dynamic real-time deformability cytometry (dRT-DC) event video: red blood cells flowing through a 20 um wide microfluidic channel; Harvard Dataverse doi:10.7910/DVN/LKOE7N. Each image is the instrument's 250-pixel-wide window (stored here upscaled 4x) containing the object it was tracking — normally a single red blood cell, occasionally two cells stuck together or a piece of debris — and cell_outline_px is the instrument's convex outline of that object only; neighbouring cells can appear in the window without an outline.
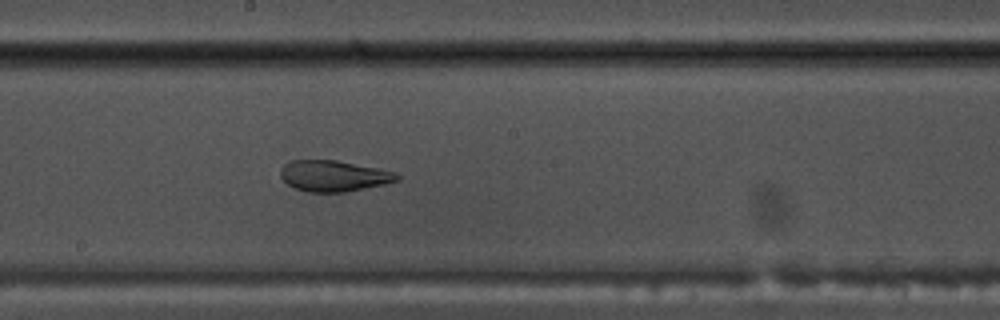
{"species": "common noctule bat (a hibernating species)", "species_latin": "Nyctalus noctula", "temperature_condition": "warm", "stored_images_in_passage": 46, "camera_frame_rate_fps": 3000, "um_per_image_px": 0.085, "animal": {"sex": "male", "body_mass_g": 17.5, "forearm_length_mm": 52.3}, "frame": {"image": 1, "passage_image": 22, "time_ms": 7.0, "image_size_px": [1000, 320], "cell_outline_px": [[400, 180], [384, 184], [344, 192], [308, 192], [296, 188], [288, 184], [280, 176], [280, 168], [288, 160], [336, 160], [380, 168], [396, 172], [400, 176]], "centroid_in_image_um": [28.37, 14.94], "position_along_channel_um": 219.8, "area_um2": 21.15}}
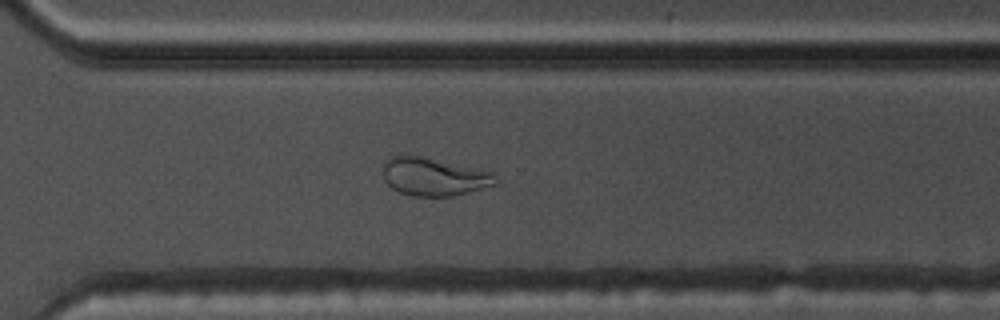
{"frame": {"image": 2, "passage_image": 31, "time_ms": 10.0, "image_size_px": [1000, 320], "cell_outline_px": [[500, 184], [456, 196], [412, 196], [400, 192], [392, 188], [384, 180], [384, 164], [392, 156], [420, 156], [476, 168], [492, 172]], "centroid_in_image_um": [36.94, 15.05], "position_along_channel_um": 333.7, "area_um2": 24.85}}
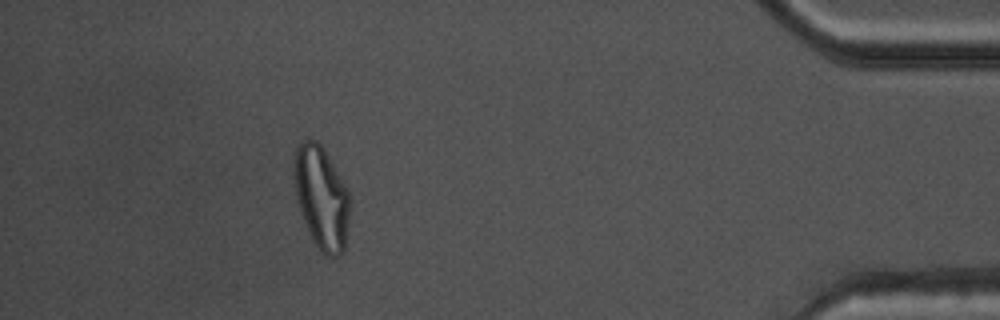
{"frame": {"image": 3, "passage_image": 41, "time_ms": 13.333, "image_size_px": [1000, 320], "cell_outline_px": [[348, 224], [344, 248], [340, 256], [328, 256], [320, 252], [312, 240], [304, 220], [296, 196], [292, 176], [292, 152], [300, 140], [308, 136], [316, 140], [320, 144], [344, 184], [348, 192]], "centroid_in_image_um": [27.25, 16.73], "position_along_channel_um": 408.0, "area_um2": 33.52}, "authors_computed_cell_mechanics": {"area_um2": 26.0389, "velocity_mm_per_s": 3.8011, "shape_relaxation_time_tau1_ms": null, "shape_relaxation_time_tau2_ms": 1.377, "deformation_change_tau1": null, "deformation_change_tau2": 0.0821}}